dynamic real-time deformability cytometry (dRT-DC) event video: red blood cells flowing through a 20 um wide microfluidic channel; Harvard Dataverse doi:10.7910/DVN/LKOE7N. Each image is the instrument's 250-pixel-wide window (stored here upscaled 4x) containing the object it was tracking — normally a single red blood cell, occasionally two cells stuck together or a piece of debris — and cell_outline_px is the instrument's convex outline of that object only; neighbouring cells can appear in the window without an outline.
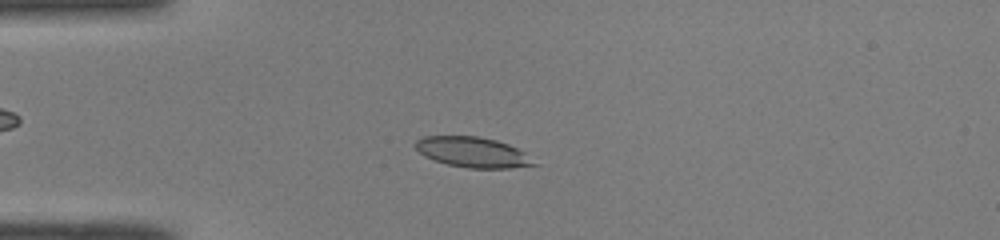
{"species": "common noctule bat (a hibernating species)", "species_latin": "Nyctalus noctula", "temperature_condition": "room temperature", "stored_images_in_passage": 49, "camera_frame_rate_fps": 3000, "um_per_image_px": 0.085, "animal": {"sex": "male", "body_mass_g": 19.0, "forearm_length_mm": 50.8}, "frame": {"image": 1, "passage_image": 12, "time_ms": 3.667, "image_size_px": [1000, 240], "cell_outline_px": [[540, 164], [512, 168], [468, 168], [448, 164], [424, 156], [416, 148], [416, 140], [424, 136], [476, 136], [496, 140], [508, 144], [524, 152]], "centroid_in_image_um": [40.21, 12.94], "position_along_channel_um": 44.8, "area_um2": 20.81}}
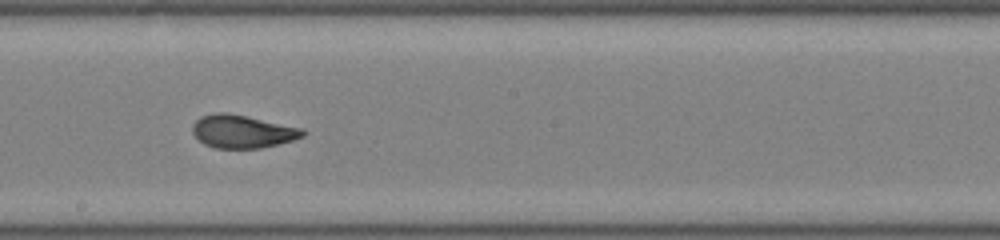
{"frame": {"image": 2, "passage_image": 27, "time_ms": 8.667, "image_size_px": [1000, 240], "cell_outline_px": [[308, 132], [304, 136], [292, 140], [260, 148], [216, 148], [204, 144], [192, 132], [192, 124], [200, 116], [216, 112], [228, 112], [304, 128]], "centroid_in_image_um": [20.61, 11.16], "position_along_channel_um": 227.6, "area_um2": 21.33}}
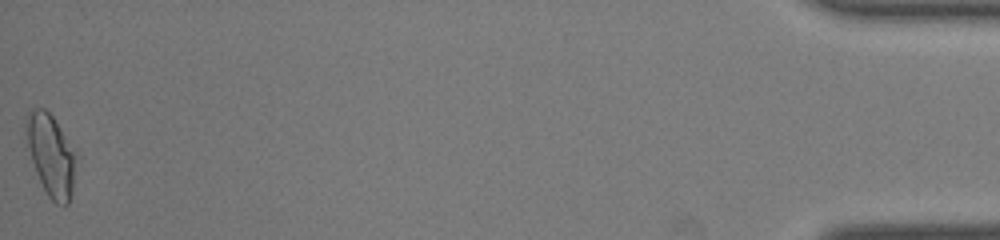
{"frame": {"image": 3, "passage_image": 49, "time_ms": 16.0, "image_size_px": [1000, 240], "cell_outline_px": [[76, 156], [72, 192], [68, 204], [56, 204], [48, 196], [36, 172], [32, 160], [24, 128], [24, 124], [28, 112], [32, 108], [44, 108], [52, 116], [76, 152]], "centroid_in_image_um": [4.32, 13.16], "position_along_channel_um": 430.9, "area_um2": 23.41}, "authors_computed_cell_mechanics": {"area_um2": 21.5016, "velocity_mm_per_s": 4.0732, "shape_relaxation_time_tau1_ms": 10.3356, "shape_relaxation_time_tau2_ms": 0.9143, "deformation_change_tau1": 0.3055, "deformation_change_tau2": 0.0629}}